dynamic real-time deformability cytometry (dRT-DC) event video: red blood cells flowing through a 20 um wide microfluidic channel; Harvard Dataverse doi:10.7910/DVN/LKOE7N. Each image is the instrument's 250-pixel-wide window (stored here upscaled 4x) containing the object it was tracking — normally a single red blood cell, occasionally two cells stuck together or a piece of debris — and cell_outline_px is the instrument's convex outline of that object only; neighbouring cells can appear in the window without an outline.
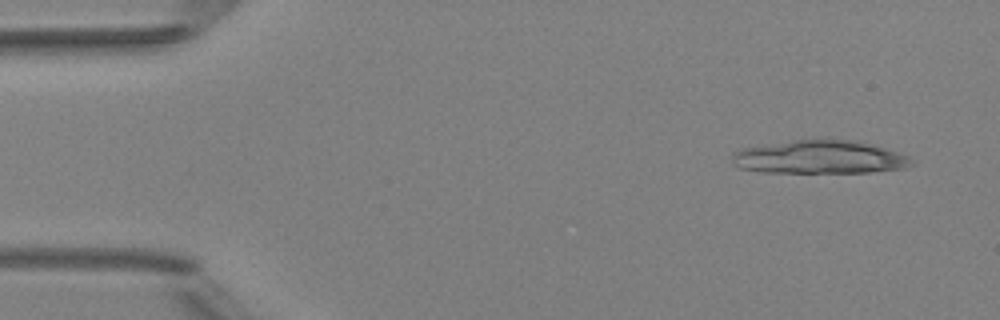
{"species": "Egyptian fruit bat (a non-hibernating species)", "species_latin": "Rousettus aegyptiacus", "temperature_condition": "room temperature", "stored_images_in_passage": 4, "camera_frame_rate_fps": 3000, "um_per_image_px": 0.085, "animal": {"sex": "female"}, "frame": {"image": 1, "passage_image": 4, "time_ms": 4.333, "image_size_px": [1000, 320], "cell_outline_px": [[916, 164], [904, 168], [872, 172], [760, 172], [740, 168], [732, 164], [732, 152], [740, 148], [760, 144], [792, 140], [860, 140], [912, 156], [916, 160]], "centroid_in_image_um": [69.7, 13.35], "position_along_channel_um": 15.3, "area_um2": 35.49}}